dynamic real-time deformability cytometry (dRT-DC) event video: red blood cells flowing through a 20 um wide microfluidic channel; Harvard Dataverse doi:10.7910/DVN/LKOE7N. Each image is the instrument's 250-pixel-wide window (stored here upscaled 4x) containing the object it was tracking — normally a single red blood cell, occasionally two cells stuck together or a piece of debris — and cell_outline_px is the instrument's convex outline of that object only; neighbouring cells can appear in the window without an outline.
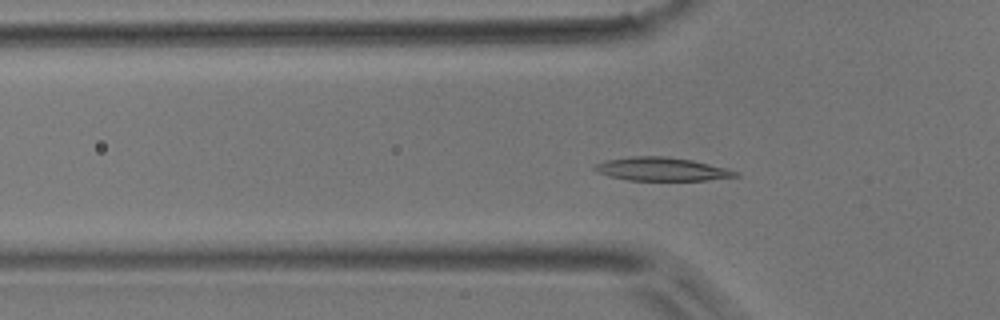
{"species": "common noctule bat (a hibernating species)", "species_latin": "Nyctalus noctula", "temperature_condition": "room temperature", "stored_images_in_passage": 38, "camera_frame_rate_fps": 3000, "um_per_image_px": 0.085, "animal": {"sex": "male", "body_mass_g": 17.9}, "frame": {"image": 1, "passage_image": 3, "time_ms": 0.667, "image_size_px": [1000, 320], "cell_outline_px": [[740, 176], [704, 180], [628, 180], [608, 176], [596, 172], [592, 168], [596, 164], [604, 160], [632, 156], [668, 156], [692, 160], [728, 168], [740, 172]], "centroid_in_image_um": [56.24, 14.37], "position_along_channel_um": 69.6, "area_um2": 19.36}}
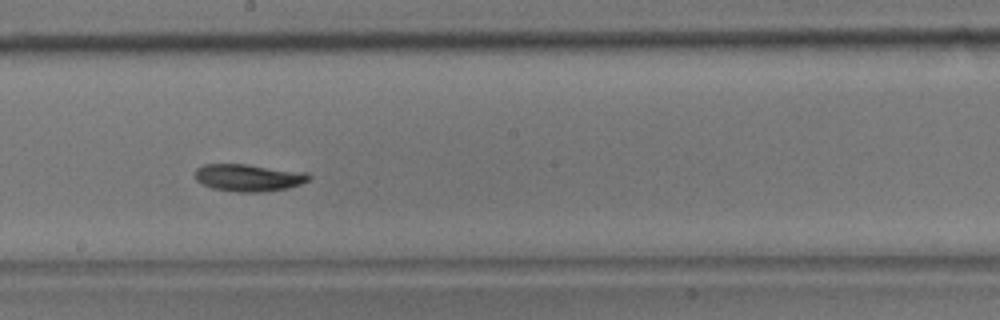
{"frame": {"image": 2, "passage_image": 15, "time_ms": 4.667, "image_size_px": [1000, 320], "cell_outline_px": [[312, 176], [308, 180], [300, 184], [288, 188], [268, 192], [236, 192], [212, 188], [196, 180], [196, 168], [204, 164], [248, 164], [308, 172]], "centroid_in_image_um": [21.17, 15.1], "position_along_channel_um": 227.0, "area_um2": 18.26}}
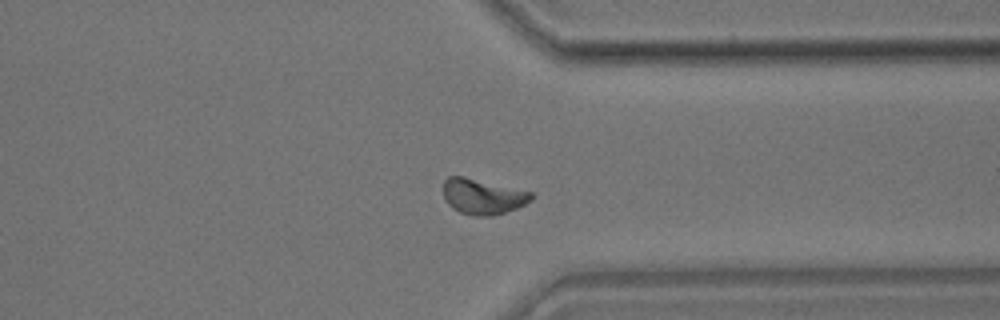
{"frame": {"image": 3, "passage_image": 26, "time_ms": 8.333, "image_size_px": [1000, 320], "cell_outline_px": [[532, 200], [516, 208], [492, 216], [472, 216], [460, 212], [452, 208], [448, 204], [444, 196], [444, 180], [448, 176], [464, 176], [532, 192]], "centroid_in_image_um": [41.01, 16.7], "position_along_channel_um": 370.4, "area_um2": 18.09}}